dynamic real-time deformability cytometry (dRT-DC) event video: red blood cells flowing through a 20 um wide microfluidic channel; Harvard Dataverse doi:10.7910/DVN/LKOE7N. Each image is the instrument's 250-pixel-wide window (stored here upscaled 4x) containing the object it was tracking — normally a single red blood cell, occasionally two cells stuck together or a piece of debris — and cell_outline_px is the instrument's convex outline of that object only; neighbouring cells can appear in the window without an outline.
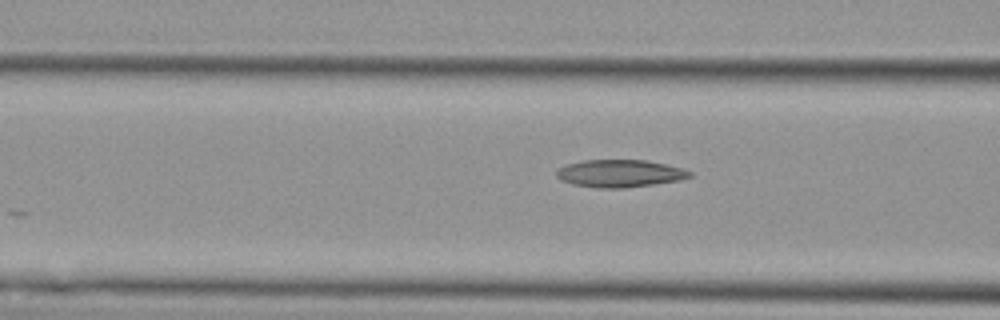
{"species": "Egyptian fruit bat (a non-hibernating species)", "species_latin": "Rousettus aegyptiacus", "temperature_condition": "cold", "stored_images_in_passage": 6, "camera_frame_rate_fps": 3000, "um_per_image_px": 0.085, "animal": {"sex": "female"}, "frame": {"image": 1, "passage_image": 4, "time_ms": 1.0, "image_size_px": [1000, 320], "cell_outline_px": [[680, 176], [668, 180], [640, 184], [584, 184], [600, 160], [632, 160], [656, 164], [668, 168]], "centroid_in_image_um": [53.45, 14.69], "position_along_channel_um": 113.2, "area_um2": 12.43}}